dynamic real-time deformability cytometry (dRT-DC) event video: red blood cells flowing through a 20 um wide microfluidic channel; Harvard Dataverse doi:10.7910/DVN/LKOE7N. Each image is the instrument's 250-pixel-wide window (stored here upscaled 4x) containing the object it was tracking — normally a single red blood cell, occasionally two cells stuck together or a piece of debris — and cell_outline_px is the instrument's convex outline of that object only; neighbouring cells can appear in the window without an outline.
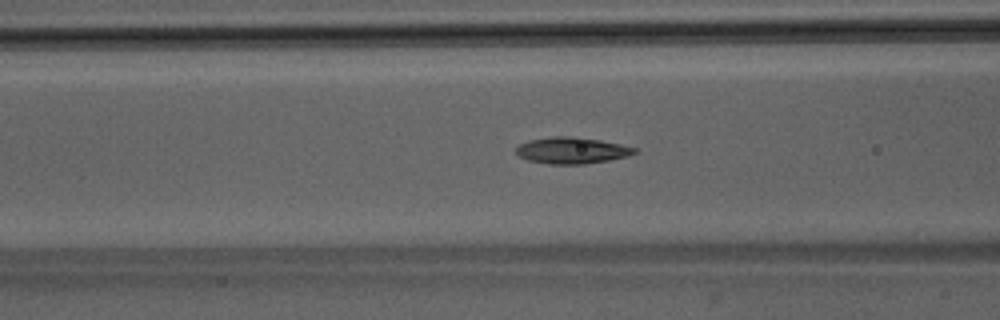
{"species": "Egyptian fruit bat (a non-hibernating species)", "species_latin": "Rousettus aegyptiacus", "temperature_condition": "room temperature", "stored_images_in_passage": 36, "segment_of_instrument_passage": [1, 2], "camera_frame_rate_fps": 3000, "um_per_image_px": 0.085, "animal": {"sex": "male"}, "frame": {"image": 1, "passage_image": 5, "time_ms": 1.333, "image_size_px": [1000, 320], "cell_outline_px": [[636, 152], [628, 156], [608, 160], [584, 164], [548, 164], [528, 160], [520, 156], [516, 152], [516, 148], [520, 144], [528, 140], [552, 136], [568, 136], [600, 140], [620, 144], [636, 148]], "centroid_in_image_um": [48.59, 12.78], "position_along_channel_um": 118.0, "area_um2": 18.09}}
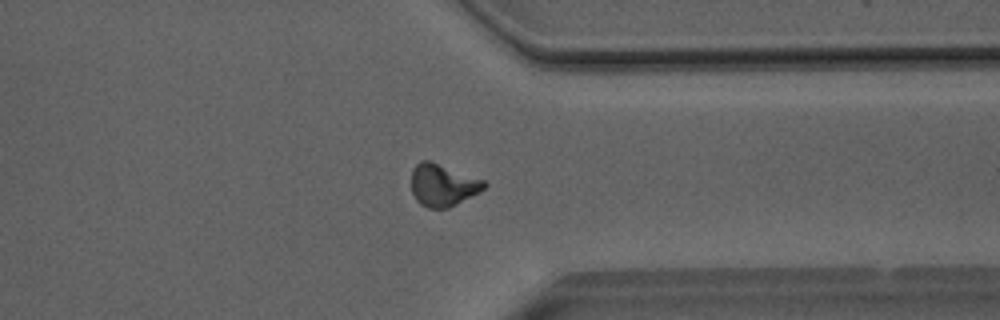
{"frame": {"image": 2, "passage_image": 24, "time_ms": 7.667, "image_size_px": [1000, 320], "cell_outline_px": [[488, 184], [480, 192], [448, 208], [428, 208], [420, 204], [416, 200], [412, 192], [412, 168], [420, 160], [428, 160], [484, 180]], "centroid_in_image_um": [37.63, 15.74], "position_along_channel_um": 373.8, "area_um2": 17.8}}
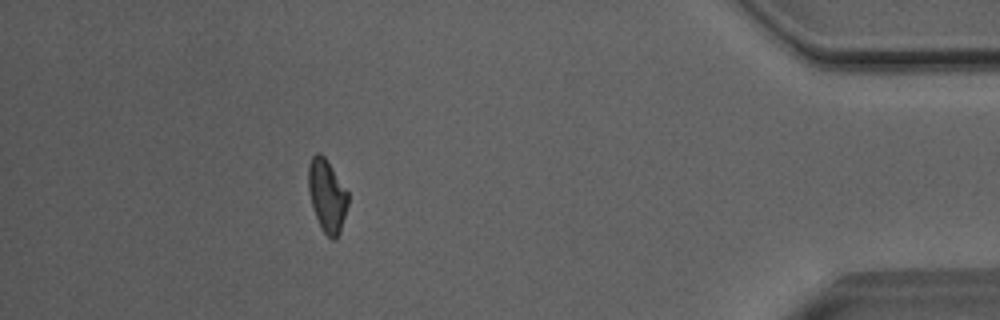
{"frame": {"image": 3, "passage_image": 30, "time_ms": 9.667, "image_size_px": [1000, 320], "cell_outline_px": [[348, 204], [340, 232], [336, 240], [332, 240], [320, 228], [312, 204], [308, 188], [308, 164], [312, 156], [316, 152], [320, 152], [324, 156], [348, 192]], "centroid_in_image_um": [27.79, 16.63], "position_along_channel_um": 407.4, "area_um2": 16.7}}